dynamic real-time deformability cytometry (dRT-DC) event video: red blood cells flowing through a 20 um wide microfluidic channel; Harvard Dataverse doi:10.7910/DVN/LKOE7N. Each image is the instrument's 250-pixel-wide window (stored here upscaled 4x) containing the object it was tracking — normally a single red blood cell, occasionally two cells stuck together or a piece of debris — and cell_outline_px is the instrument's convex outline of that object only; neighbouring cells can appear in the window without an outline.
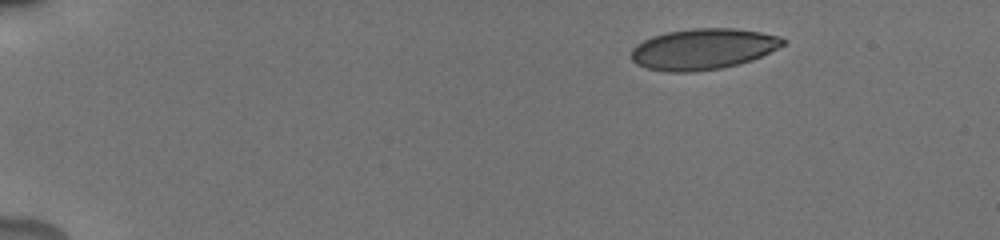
{"species": "human", "species_latin": "Homo sapiens", "temperature_condition": "cold", "stored_images_in_passage": 16, "camera_frame_rate_fps": 3000, "um_per_image_px": 0.085, "donor": {"sex": "male"}, "frame": {"image": 1, "passage_image": 1, "time_ms": 0.0, "image_size_px": [1000, 240], "cell_outline_px": [[788, 40], [784, 44], [752, 60], [720, 68], [692, 72], [668, 72], [648, 68], [636, 64], [632, 60], [632, 48], [636, 44], [652, 36], [668, 32], [692, 28], [736, 28], [760, 32], [780, 36]], "centroid_in_image_um": [59.75, 4.16], "position_along_channel_um": 25.3, "area_um2": 36.01}}
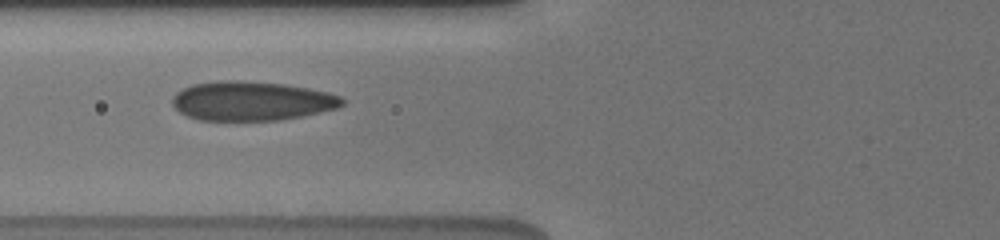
{"frame": {"image": 2, "passage_image": 9, "time_ms": 2.667, "image_size_px": [1000, 240], "cell_outline_px": [[344, 104], [336, 108], [300, 116], [280, 120], [200, 120], [188, 116], [180, 112], [172, 104], [172, 96], [176, 92], [192, 84], [216, 80], [240, 80], [284, 84], [308, 88], [328, 92], [340, 96], [344, 100]], "centroid_in_image_um": [21.36, 8.57], "position_along_channel_um": 104.4, "area_um2": 38.78}}
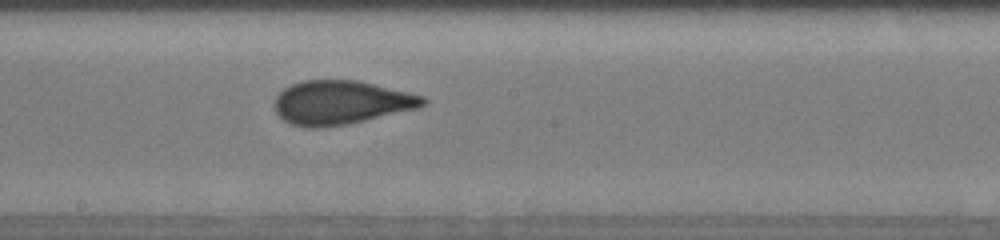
{"frame": {"image": 3, "passage_image": 16, "time_ms": 5.0, "image_size_px": [1000, 240], "cell_outline_px": [[428, 100], [420, 108], [364, 120], [344, 124], [316, 128], [308, 128], [292, 124], [284, 120], [276, 112], [272, 104], [276, 96], [284, 88], [292, 84], [304, 80], [356, 80], [408, 92], [424, 96]], "centroid_in_image_um": [28.96, 8.71], "position_along_channel_um": 219.2, "area_um2": 37.74}}